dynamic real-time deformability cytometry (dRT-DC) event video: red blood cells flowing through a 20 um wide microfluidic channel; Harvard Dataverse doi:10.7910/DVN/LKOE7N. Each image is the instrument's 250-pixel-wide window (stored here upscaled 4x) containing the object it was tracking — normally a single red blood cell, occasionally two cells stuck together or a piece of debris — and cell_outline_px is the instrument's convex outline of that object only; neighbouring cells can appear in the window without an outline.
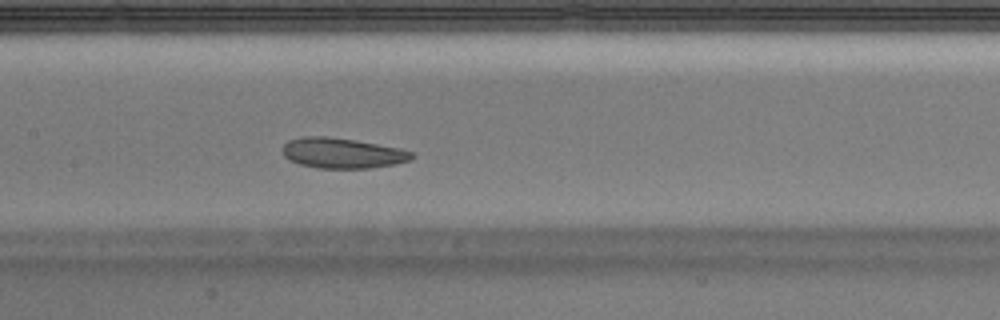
{"species": "Egyptian fruit bat (a non-hibernating species)", "species_latin": "Rousettus aegyptiacus", "temperature_condition": "warm", "stored_images_in_passage": 42, "camera_frame_rate_fps": 3000, "um_per_image_px": 0.085, "animal": {"sex": "male"}, "frame": {"image": 1, "passage_image": 20, "time_ms": 6.333, "image_size_px": [1000, 320], "cell_outline_px": [[416, 156], [408, 160], [392, 164], [368, 168], [316, 168], [300, 164], [288, 160], [284, 156], [280, 148], [288, 140], [300, 136], [328, 136], [356, 140], [400, 148], [412, 152]], "centroid_in_image_um": [29.03, 13.0], "position_along_channel_um": 178.4, "area_um2": 23.0}}
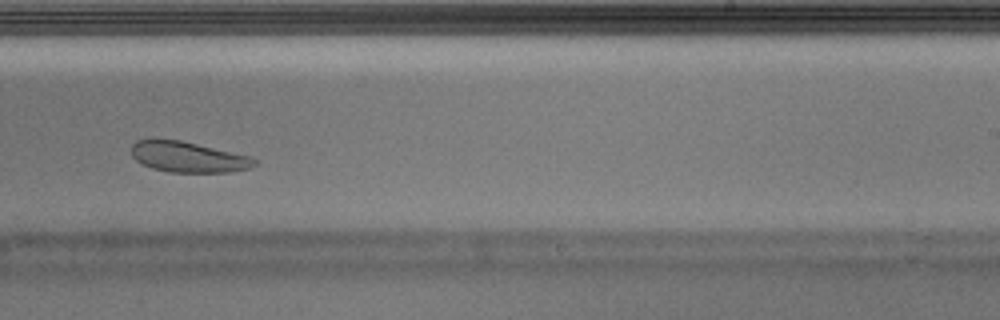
{"frame": {"image": 2, "passage_image": 26, "time_ms": 8.333, "image_size_px": [1000, 320], "cell_outline_px": [[256, 164], [248, 168], [232, 172], [168, 172], [152, 168], [136, 160], [132, 156], [132, 144], [136, 140], [180, 140], [252, 156], [256, 160]], "centroid_in_image_um": [16.02, 13.35], "position_along_channel_um": 273.0, "area_um2": 21.79}}
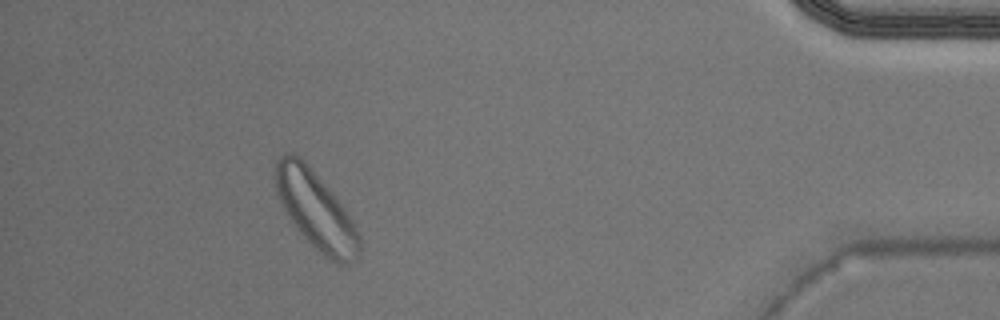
{"frame": {"image": 3, "passage_image": 38, "time_ms": 12.333, "image_size_px": [1000, 320], "cell_outline_px": [[360, 256], [356, 260], [348, 264], [340, 264], [328, 260], [296, 228], [288, 216], [276, 196], [276, 160], [284, 152], [292, 152], [304, 160], [344, 208], [352, 220], [360, 236]], "centroid_in_image_um": [26.85, 17.89], "position_along_channel_um": 408.4, "area_um2": 37.63}}